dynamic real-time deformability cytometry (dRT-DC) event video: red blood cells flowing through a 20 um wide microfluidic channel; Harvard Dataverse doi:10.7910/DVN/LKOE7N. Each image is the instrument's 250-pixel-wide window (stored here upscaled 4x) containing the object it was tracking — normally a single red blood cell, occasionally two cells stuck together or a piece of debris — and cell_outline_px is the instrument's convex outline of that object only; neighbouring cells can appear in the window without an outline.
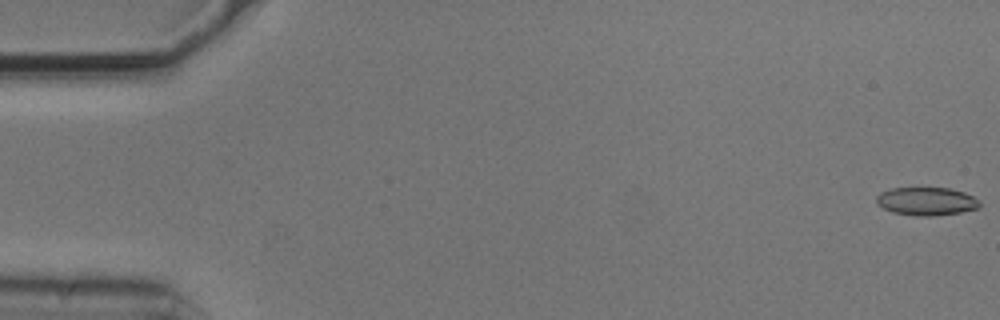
{"species": "common noctule bat (a hibernating species)", "species_latin": "Nyctalus noctula", "temperature_condition": "cold", "stored_images_in_passage": 53, "camera_frame_rate_fps": 3000, "um_per_image_px": 0.085, "animal": {"sex": "male", "body_mass_g": 20.5, "forearm_length_mm": 52.5}, "frame": {"image": 1, "passage_image": 1, "time_ms": 0.0, "image_size_px": [1000, 320], "cell_outline_px": [[980, 208], [960, 212], [932, 216], [916, 216], [892, 212], [876, 204], [876, 196], [880, 192], [892, 188], [948, 188], [964, 192], [980, 200]], "centroid_in_image_um": [78.74, 17.11], "position_along_channel_um": 6.3, "area_um2": 16.99}}
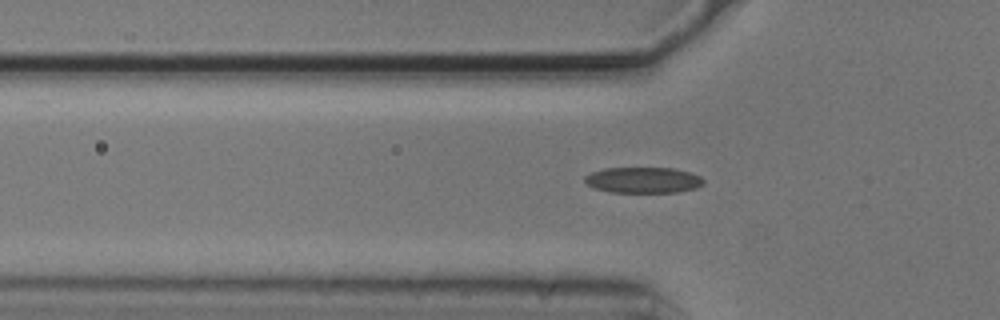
{"frame": {"image": 2, "passage_image": 18, "time_ms": 5.667, "image_size_px": [1000, 320], "cell_outline_px": [[704, 184], [696, 188], [676, 192], [612, 192], [596, 188], [588, 184], [584, 180], [584, 176], [592, 172], [604, 168], [676, 168], [700, 176], [704, 180]], "centroid_in_image_um": [54.69, 15.3], "position_along_channel_um": 71.1, "area_um2": 17.8}}
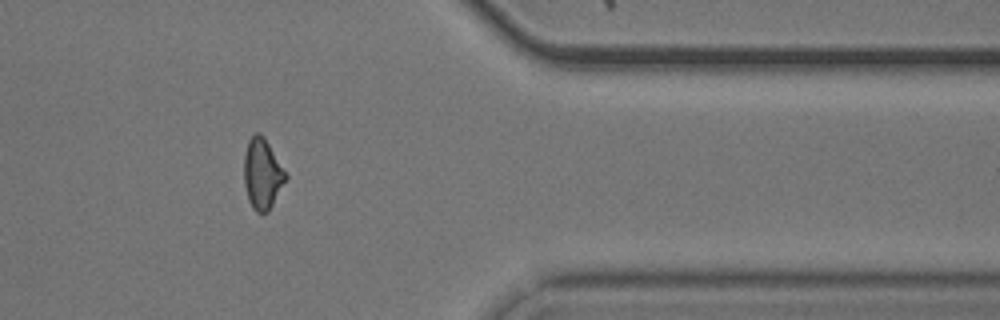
{"frame": {"image": 3, "passage_image": 45, "time_ms": 14.667, "image_size_px": [1000, 320], "cell_outline_px": [[288, 176], [268, 212], [256, 212], [252, 208], [248, 200], [244, 184], [244, 152], [248, 140], [256, 132], [260, 132], [264, 136]], "centroid_in_image_um": [22.28, 14.76], "position_along_channel_um": 389.1, "area_um2": 17.11}}